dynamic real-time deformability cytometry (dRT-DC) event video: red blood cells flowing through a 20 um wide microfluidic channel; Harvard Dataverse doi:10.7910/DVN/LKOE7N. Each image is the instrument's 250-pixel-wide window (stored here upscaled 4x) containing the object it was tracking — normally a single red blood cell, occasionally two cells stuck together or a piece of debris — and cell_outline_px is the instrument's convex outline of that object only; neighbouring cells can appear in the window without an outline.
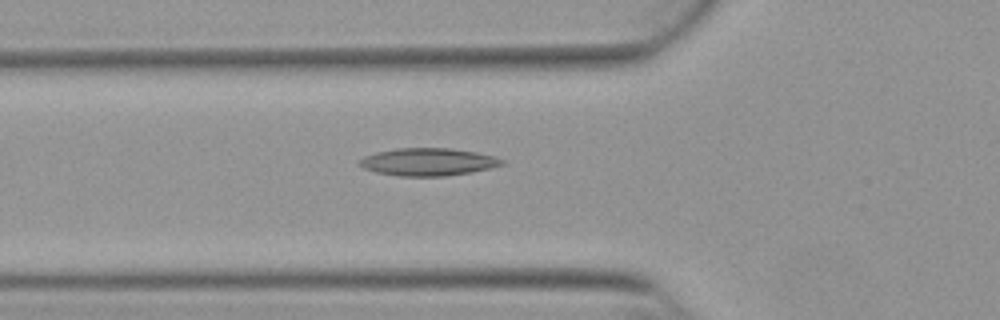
{"species": "Egyptian fruit bat (a non-hibernating species)", "species_latin": "Rousettus aegyptiacus", "temperature_condition": "warm", "stored_images_in_passage": 43, "camera_frame_rate_fps": 3000, "um_per_image_px": 0.085, "animal": {"sex": "female"}, "frame": {"image": 1, "passage_image": 10, "time_ms": 3.0, "image_size_px": [1000, 320], "cell_outline_px": [[508, 164], [492, 168], [472, 172], [448, 176], [396, 176], [376, 172], [364, 168], [356, 164], [364, 156], [376, 152], [396, 148], [452, 148], [476, 152], [496, 156], [504, 160]], "centroid_in_image_um": [36.43, 13.76], "position_along_channel_um": 89.4, "area_um2": 23.29}}
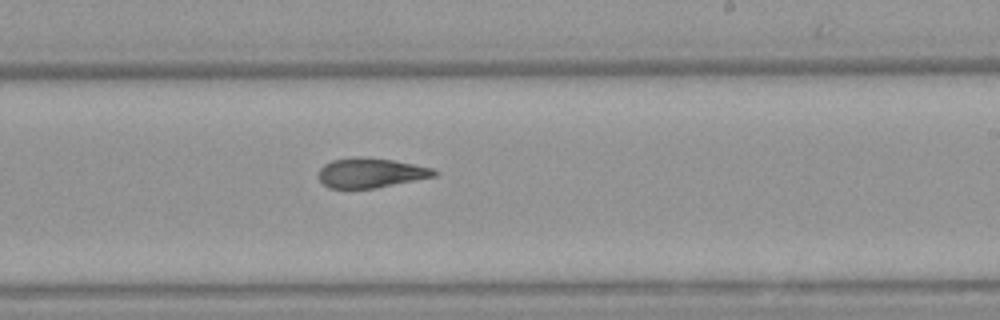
{"frame": {"image": 2, "passage_image": 23, "time_ms": 7.333, "image_size_px": [1000, 320], "cell_outline_px": [[440, 172], [436, 176], [376, 188], [328, 188], [320, 180], [320, 168], [324, 164], [332, 160], [356, 156], [360, 156], [392, 160], [432, 168]], "centroid_in_image_um": [31.52, 14.69], "position_along_channel_um": 257.5, "area_um2": 19.94}}
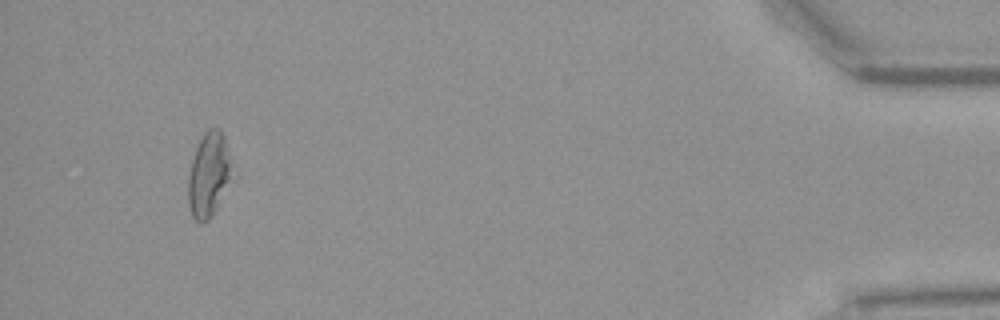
{"frame": {"image": 3, "passage_image": 41, "time_ms": 13.333, "image_size_px": [1000, 320], "cell_outline_px": [[228, 180], [216, 208], [212, 216], [208, 220], [200, 224], [192, 216], [188, 204], [188, 176], [192, 160], [196, 148], [204, 132], [208, 128], [220, 128], [224, 136], [228, 152]], "centroid_in_image_um": [17.67, 14.86], "position_along_channel_um": 417.5, "area_um2": 20.63}, "authors_computed_cell_mechanics": {"area_um2": 21.4438, "velocity_mm_per_s": 3.885, "shape_relaxation_time_tau1_ms": null, "shape_relaxation_time_tau2_ms": 3.9757, "deformation_change_tau1": null, "deformation_change_tau2": 0.1289}}